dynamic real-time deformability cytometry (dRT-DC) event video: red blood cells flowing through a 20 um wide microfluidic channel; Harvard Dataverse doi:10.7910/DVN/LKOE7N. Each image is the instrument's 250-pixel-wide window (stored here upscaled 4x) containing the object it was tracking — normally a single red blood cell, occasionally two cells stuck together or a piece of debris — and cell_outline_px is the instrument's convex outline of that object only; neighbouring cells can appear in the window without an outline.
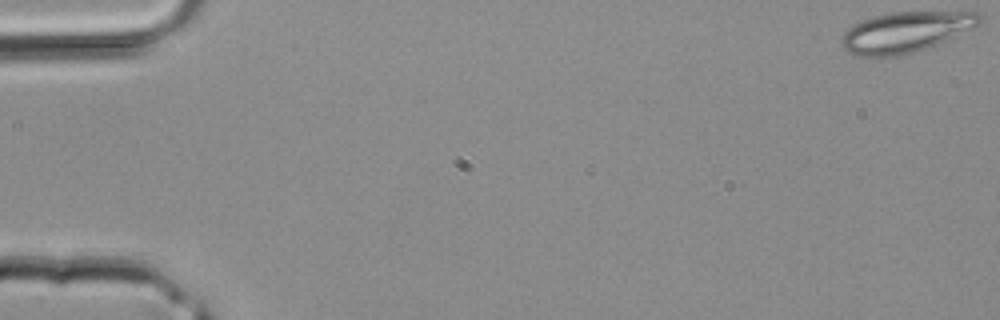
{"species": "common noctule bat (a hibernating species)", "species_latin": "Nyctalus noctula", "temperature_condition": "room temperature", "stored_images_in_passage": 43, "segment_of_instrument_passage": [1, 2], "camera_frame_rate_fps": 3000, "um_per_image_px": 0.085, "animal": {"sex": "male", "body_mass_g": 20.4}, "frame": {"image": 1, "passage_image": 1, "time_ms": 0.0, "image_size_px": [1000, 320], "cell_outline_px": [[984, 20], [980, 24], [972, 28], [924, 48], [900, 56], [856, 56], [848, 52], [840, 44], [840, 36], [852, 24], [872, 16], [888, 12], [976, 12]], "centroid_in_image_um": [76.89, 2.71], "position_along_channel_um": 8.1, "area_um2": 32.37}}